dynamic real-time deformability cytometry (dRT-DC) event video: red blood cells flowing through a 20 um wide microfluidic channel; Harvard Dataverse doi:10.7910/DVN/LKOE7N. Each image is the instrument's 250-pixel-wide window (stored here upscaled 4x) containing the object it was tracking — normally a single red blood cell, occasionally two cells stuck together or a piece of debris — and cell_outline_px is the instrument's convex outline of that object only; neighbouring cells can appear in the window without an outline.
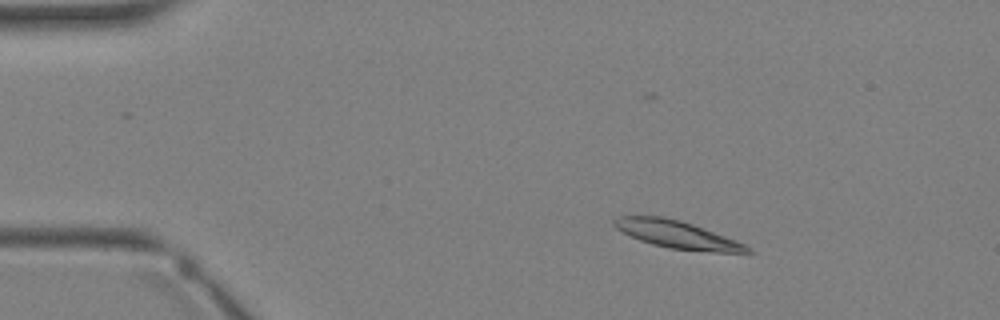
{"species": "Egyptian fruit bat (a non-hibernating species)", "species_latin": "Rousettus aegyptiacus", "temperature_condition": "warm", "stored_images_in_passage": 2, "camera_frame_rate_fps": 3000, "um_per_image_px": 0.085, "animal": {"sex": "female"}, "frame": {"image": 1, "passage_image": 1, "time_ms": 0.0, "image_size_px": [1000, 320], "cell_outline_px": [[756, 252], [712, 252], [668, 248], [652, 244], [640, 240], [616, 228], [612, 224], [612, 220], [616, 216], [664, 216], [680, 220], [692, 224], [748, 244]], "centroid_in_image_um": [57.59, 19.94], "position_along_channel_um": 27.4, "area_um2": 21.44}}